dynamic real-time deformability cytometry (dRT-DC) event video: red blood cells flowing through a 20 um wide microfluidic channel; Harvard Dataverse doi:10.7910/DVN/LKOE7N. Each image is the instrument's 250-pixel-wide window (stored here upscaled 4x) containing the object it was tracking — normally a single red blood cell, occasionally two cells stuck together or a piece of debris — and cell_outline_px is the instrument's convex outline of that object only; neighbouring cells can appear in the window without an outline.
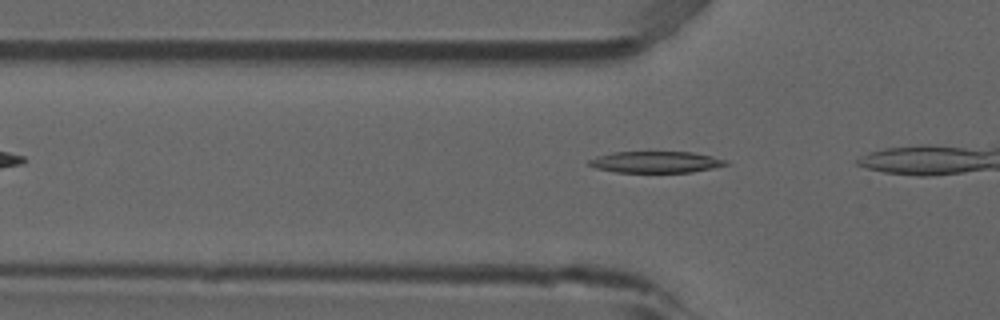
{"species": "common noctule bat (a hibernating species)", "species_latin": "Nyctalus noctula", "temperature_condition": "room temperature", "stored_images_in_passage": 4, "camera_frame_rate_fps": 3000, "um_per_image_px": 0.085, "animal": {"sex": "male", "forearm_length_mm": 52.5}, "frame": {"image": 1, "passage_image": 2, "time_ms": 0.333, "image_size_px": [1000, 320], "cell_outline_px": [[728, 164], [712, 168], [692, 172], [616, 172], [596, 168], [588, 164], [588, 160], [596, 156], [612, 152], [692, 152], [712, 156], [724, 160]], "centroid_in_image_um": [55.69, 13.77], "position_along_channel_um": 70.1, "area_um2": 16.94}}